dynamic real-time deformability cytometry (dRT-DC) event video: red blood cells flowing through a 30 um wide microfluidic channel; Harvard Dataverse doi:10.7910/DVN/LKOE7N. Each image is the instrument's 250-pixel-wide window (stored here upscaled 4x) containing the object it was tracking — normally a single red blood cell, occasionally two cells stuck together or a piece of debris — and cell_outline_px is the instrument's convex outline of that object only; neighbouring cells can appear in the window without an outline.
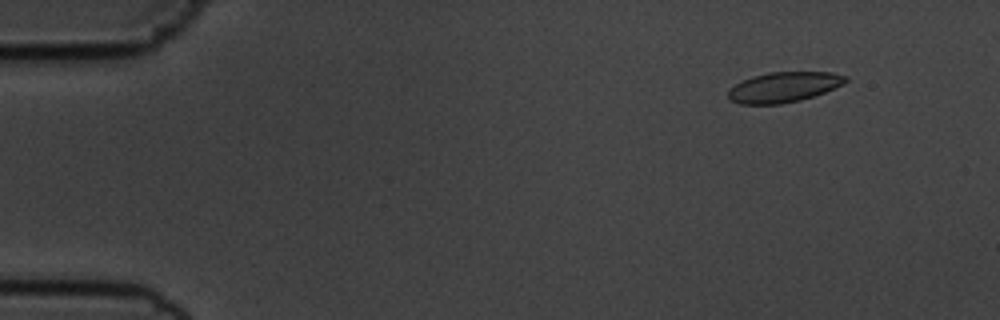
{"species": "common noctule bat (a hibernating species)", "species_latin": "Nyctalus noctula", "temperature_condition": "cold", "stored_images_in_passage": 52, "camera_frame_rate_fps": 3000, "um_per_image_px": 0.085, "animal": {"sex": "male", "body_mass_g": 19.5, "forearm_length_mm": 54.6}, "frame": {"image": 1, "passage_image": 2, "time_ms": 0.333, "image_size_px": [1000, 320], "cell_outline_px": [[848, 80], [824, 92], [800, 100], [780, 104], [740, 104], [732, 100], [728, 96], [728, 92], [736, 84], [752, 76], [768, 72], [832, 72], [848, 76]], "centroid_in_image_um": [66.62, 7.39], "position_along_channel_um": 18.4, "area_um2": 20.35}}
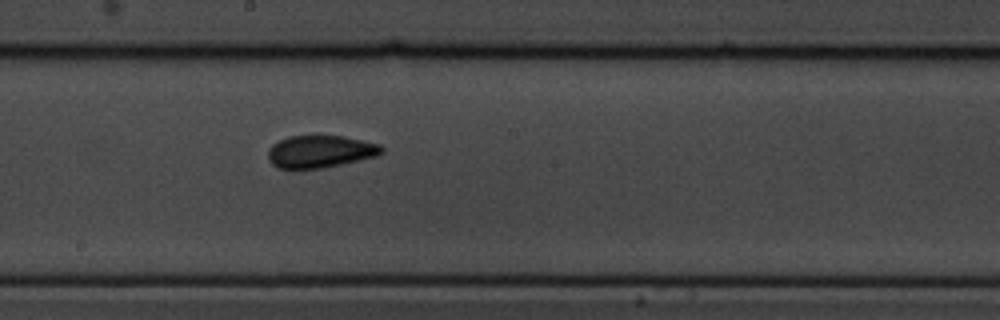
{"frame": {"image": 2, "passage_image": 27, "time_ms": 8.667, "image_size_px": [1000, 320], "cell_outline_px": [[384, 152], [376, 156], [324, 168], [276, 168], [268, 160], [268, 148], [272, 144], [288, 136], [316, 132], [344, 136], [380, 144], [384, 148]], "centroid_in_image_um": [27.2, 12.82], "position_along_channel_um": 221.0, "area_um2": 22.25}}
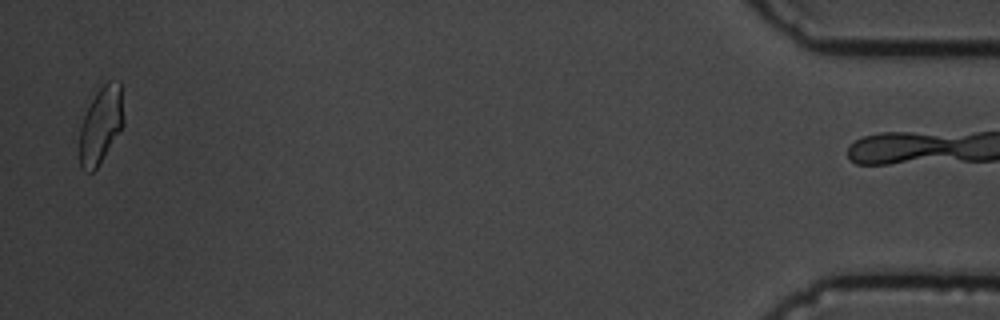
{"frame": {"image": 3, "passage_image": 51, "time_ms": 16.667, "image_size_px": [1000, 320], "cell_outline_px": [[124, 124], [96, 168], [92, 172], [84, 172], [80, 168], [80, 124], [96, 92], [108, 80], [120, 80], [124, 116]], "centroid_in_image_um": [8.58, 10.6], "position_along_channel_um": 426.6, "area_um2": 19.59}, "authors_computed_cell_mechanics": {"area_um2": 20.9814, "velocity_mm_per_s": 3.6193, "shape_relaxation_time_tau1_ms": 5.2526, "shape_relaxation_time_tau2_ms": 1.839, "deformation_change_tau1": 0.1209, "deformation_change_tau2": 0.0568}}